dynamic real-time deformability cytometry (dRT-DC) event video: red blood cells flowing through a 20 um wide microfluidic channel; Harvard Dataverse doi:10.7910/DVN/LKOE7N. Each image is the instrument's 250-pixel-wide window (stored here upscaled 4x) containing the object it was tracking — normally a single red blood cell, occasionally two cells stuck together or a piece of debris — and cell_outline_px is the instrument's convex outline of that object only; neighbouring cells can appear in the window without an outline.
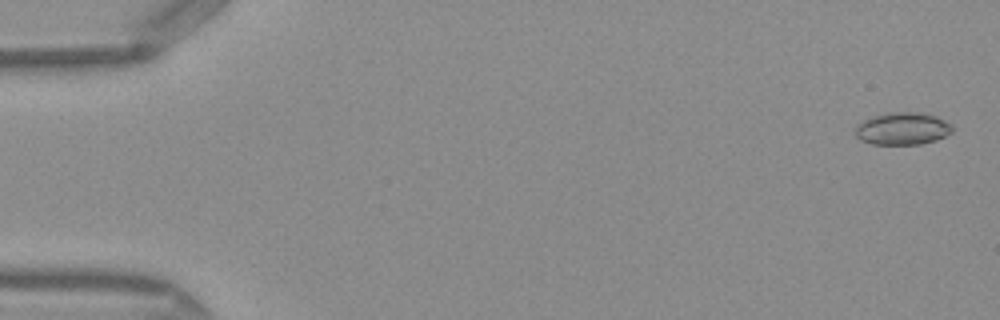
{"species": "Egyptian fruit bat (a non-hibernating species)", "species_latin": "Rousettus aegyptiacus", "temperature_condition": "warm", "stored_images_in_passage": 49, "camera_frame_rate_fps": 3000, "um_per_image_px": 0.085, "frame": {"image": 1, "passage_image": 1, "time_ms": 0.0, "image_size_px": [1000, 320], "cell_outline_px": [[952, 132], [936, 140], [920, 144], [872, 144], [860, 140], [852, 132], [856, 124], [864, 120], [888, 112], [916, 112], [936, 116], [952, 124]], "centroid_in_image_um": [76.67, 10.94], "position_along_channel_um": 8.3, "area_um2": 18.38}}
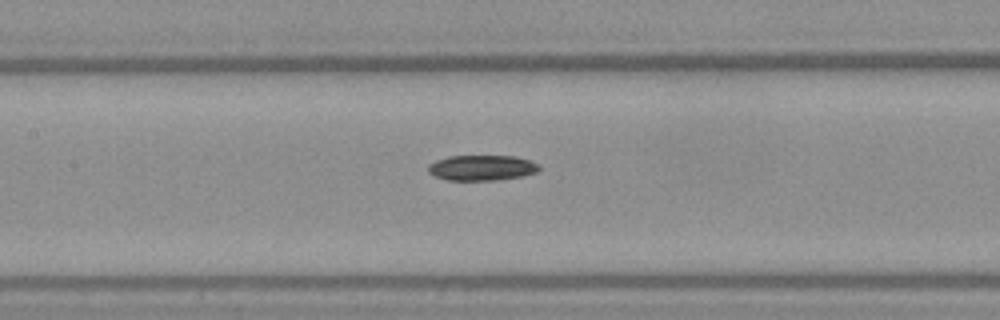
{"frame": {"image": 2, "passage_image": 23, "time_ms": 7.333, "image_size_px": [1000, 320], "cell_outline_px": [[540, 168], [536, 172], [524, 176], [500, 180], [448, 180], [436, 176], [428, 172], [428, 164], [436, 160], [448, 156], [516, 156], [540, 164]], "centroid_in_image_um": [40.97, 14.26], "position_along_channel_um": 166.4, "area_um2": 16.53}}
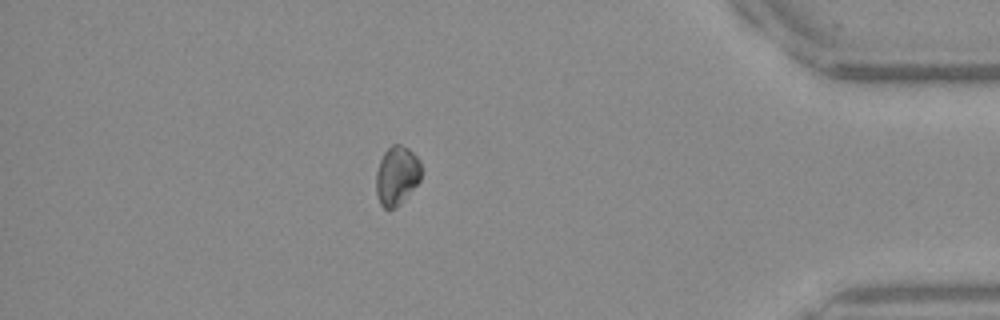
{"frame": {"image": 3, "passage_image": 43, "time_ms": 14.0, "image_size_px": [1000, 320], "cell_outline_px": [[420, 180], [404, 200], [396, 208], [384, 208], [380, 204], [376, 192], [376, 172], [380, 160], [384, 152], [392, 144], [400, 144], [408, 148], [420, 160]], "centroid_in_image_um": [33.72, 14.92], "position_along_channel_um": 401.5, "area_um2": 15.49}, "authors_computed_cell_mechanics": {"area_um2": 16.8198, "velocity_mm_per_s": 4.1089, "shape_relaxation_time_tau1_ms": 9.4735, "shape_relaxation_time_tau2_ms": null, "deformation_change_tau1": 0.1908, "deformation_change_tau2": null}}